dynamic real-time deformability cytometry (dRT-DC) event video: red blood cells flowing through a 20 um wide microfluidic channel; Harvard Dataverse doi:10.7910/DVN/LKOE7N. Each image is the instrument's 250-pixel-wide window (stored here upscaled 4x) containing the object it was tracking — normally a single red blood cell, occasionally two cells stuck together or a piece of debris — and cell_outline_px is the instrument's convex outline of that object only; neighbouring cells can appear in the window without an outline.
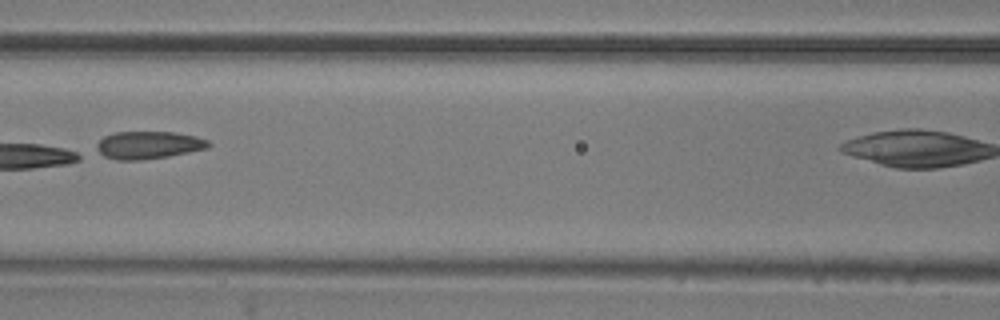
{"species": "common noctule bat (a hibernating species)", "species_latin": "Nyctalus noctula", "temperature_condition": "room temperature", "stored_images_in_passage": 7, "segment_of_instrument_passage": [1, 2], "camera_frame_rate_fps": 3000, "um_per_image_px": 0.085, "animal": {"sex": "male", "body_mass_g": 20.5, "forearm_length_mm": 52.5}, "frame": {"image": 1, "passage_image": 6, "time_ms": 1.667, "image_size_px": [1000, 320], "cell_outline_px": [[212, 144], [208, 148], [168, 156], [140, 160], [116, 160], [104, 156], [96, 152], [96, 144], [104, 136], [116, 132], [172, 132], [196, 136], [208, 140]], "centroid_in_image_um": [12.6, 12.33], "position_along_channel_um": 154.0, "area_um2": 18.03}}